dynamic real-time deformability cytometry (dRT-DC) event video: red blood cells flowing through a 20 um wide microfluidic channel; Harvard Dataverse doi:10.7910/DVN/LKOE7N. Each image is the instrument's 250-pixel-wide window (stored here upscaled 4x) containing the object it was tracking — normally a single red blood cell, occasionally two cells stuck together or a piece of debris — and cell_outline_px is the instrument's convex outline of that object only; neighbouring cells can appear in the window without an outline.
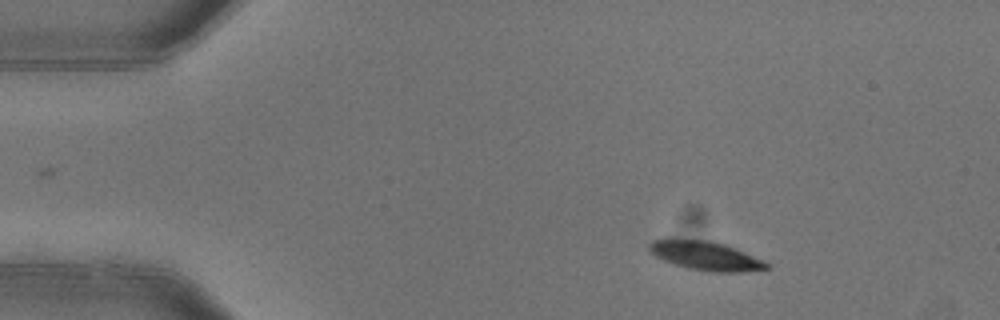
{"species": "common noctule bat (a hibernating species)", "species_latin": "Nyctalus noctula", "temperature_condition": "warm", "stored_images_in_passage": 4, "camera_frame_rate_fps": 3000, "um_per_image_px": 0.085, "animal": {"sex": "female"}, "frame": {"image": 1, "passage_image": 2, "time_ms": 0.333, "image_size_px": [1000, 320], "cell_outline_px": [[772, 268], [744, 272], [712, 272], [688, 268], [664, 260], [656, 256], [648, 248], [648, 244], [652, 240], [668, 236], [672, 236], [712, 240], [736, 248], [764, 260]], "centroid_in_image_um": [59.95, 21.69], "position_along_channel_um": 25.1, "area_um2": 20.52}}